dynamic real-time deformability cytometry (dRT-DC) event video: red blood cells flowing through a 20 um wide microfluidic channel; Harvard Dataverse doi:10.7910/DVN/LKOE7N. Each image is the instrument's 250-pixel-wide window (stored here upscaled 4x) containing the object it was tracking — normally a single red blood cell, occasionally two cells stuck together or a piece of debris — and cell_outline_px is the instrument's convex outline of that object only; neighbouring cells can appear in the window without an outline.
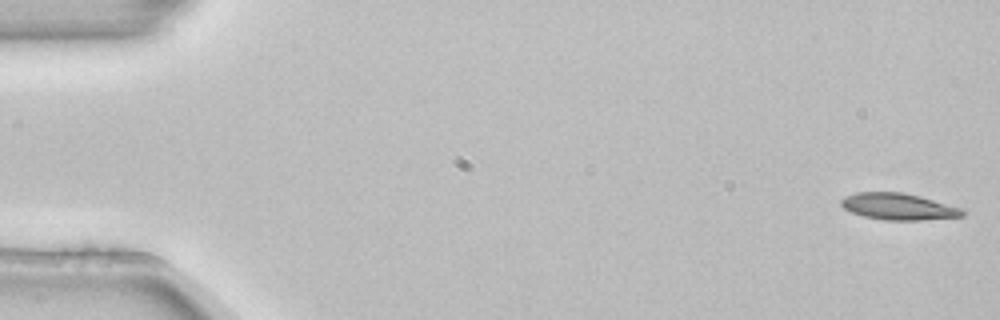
{"species": "common noctule bat (a hibernating species)", "species_latin": "Nyctalus noctula", "temperature_condition": "room temperature", "stored_images_in_passage": 4, "camera_frame_rate_fps": 3000, "um_per_image_px": 0.085, "animal": {"sex": "female", "body_mass_g": 22.7, "forearm_length_mm": 54.2}, "frame": {"image": 1, "passage_image": 1, "time_ms": 0.0, "image_size_px": [1000, 320], "cell_outline_px": [[964, 216], [920, 220], [884, 220], [864, 216], [852, 212], [844, 208], [840, 204], [840, 200], [844, 196], [856, 192], [904, 192], [920, 196], [964, 208]], "centroid_in_image_um": [76.37, 17.55], "position_along_channel_um": 8.6, "area_um2": 18.9}}
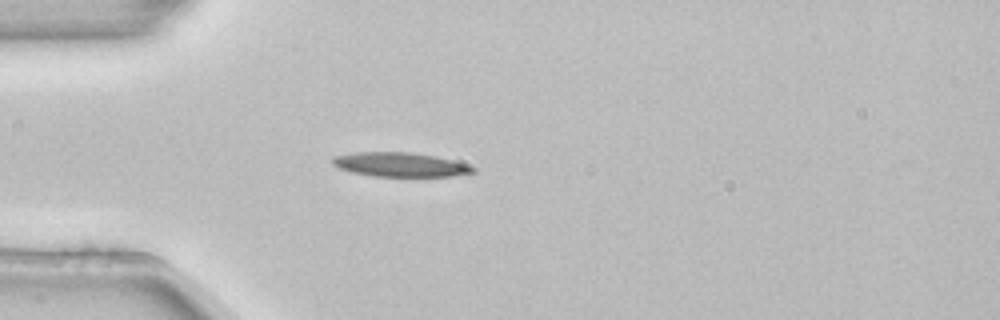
{"frame": {"image": 2, "passage_image": 4, "time_ms": 1.0, "image_size_px": [1000, 320], "cell_outline_px": [[476, 172], [452, 176], [372, 176], [352, 172], [340, 168], [332, 164], [332, 156], [356, 152], [412, 152], [436, 156], [464, 164], [476, 168]], "centroid_in_image_um": [33.98, 13.98], "position_along_channel_um": 51.0, "area_um2": 19.71}}